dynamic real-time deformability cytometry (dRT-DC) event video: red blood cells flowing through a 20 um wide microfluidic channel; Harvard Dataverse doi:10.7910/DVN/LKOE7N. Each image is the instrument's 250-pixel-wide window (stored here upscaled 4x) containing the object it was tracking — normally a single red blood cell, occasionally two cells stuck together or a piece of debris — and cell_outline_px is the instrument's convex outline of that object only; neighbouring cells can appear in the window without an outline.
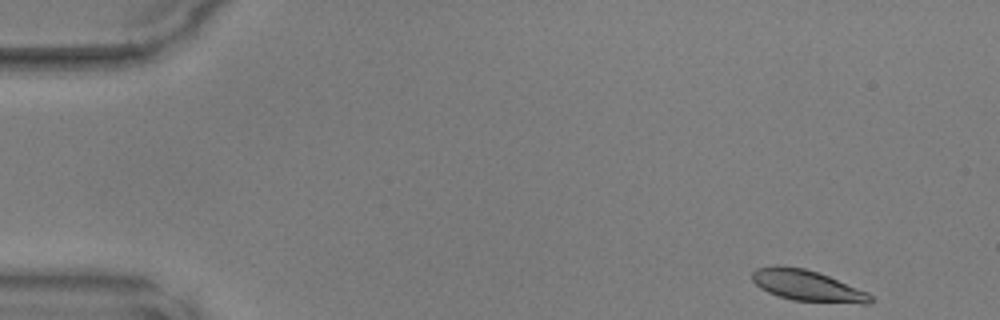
{"species": "common noctule bat (a hibernating species)", "species_latin": "Nyctalus noctula", "temperature_condition": "warm", "stored_images_in_passage": 45, "camera_frame_rate_fps": 3000, "um_per_image_px": 0.085, "animal": {"sex": "male", "body_mass_g": 17.9, "forearm_length_mm": 54.2}, "frame": {"image": 1, "passage_image": 1, "time_ms": 0.0, "image_size_px": [1000, 320], "cell_outline_px": [[872, 300], [868, 304], [864, 304], [792, 300], [768, 292], [760, 288], [752, 280], [752, 272], [756, 268], [776, 264], [804, 268], [828, 276], [868, 292], [872, 296]], "centroid_in_image_um": [68.59, 24.27], "position_along_channel_um": 16.4, "area_um2": 21.33}}
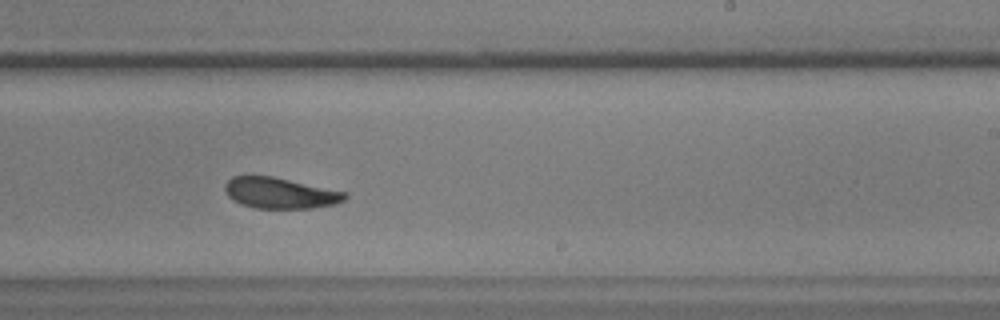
{"frame": {"image": 2, "passage_image": 27, "time_ms": 8.667, "image_size_px": [1000, 320], "cell_outline_px": [[348, 196], [344, 200], [336, 204], [312, 208], [256, 208], [240, 204], [232, 200], [228, 196], [224, 188], [224, 184], [232, 176], [272, 176], [344, 192]], "centroid_in_image_um": [23.76, 16.41], "position_along_channel_um": 265.2, "area_um2": 21.44}}
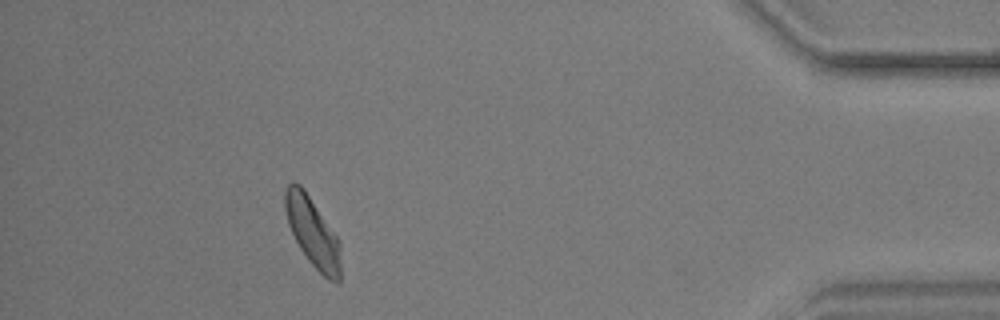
{"frame": {"image": 3, "passage_image": 41, "time_ms": 13.333, "image_size_px": [1000, 320], "cell_outline_px": [[340, 280], [336, 284], [328, 280], [308, 260], [300, 248], [288, 224], [284, 208], [284, 192], [288, 184], [292, 180], [300, 184], [304, 188], [336, 236], [340, 244]], "centroid_in_image_um": [26.55, 19.72], "position_along_channel_um": 408.6, "area_um2": 22.31}}